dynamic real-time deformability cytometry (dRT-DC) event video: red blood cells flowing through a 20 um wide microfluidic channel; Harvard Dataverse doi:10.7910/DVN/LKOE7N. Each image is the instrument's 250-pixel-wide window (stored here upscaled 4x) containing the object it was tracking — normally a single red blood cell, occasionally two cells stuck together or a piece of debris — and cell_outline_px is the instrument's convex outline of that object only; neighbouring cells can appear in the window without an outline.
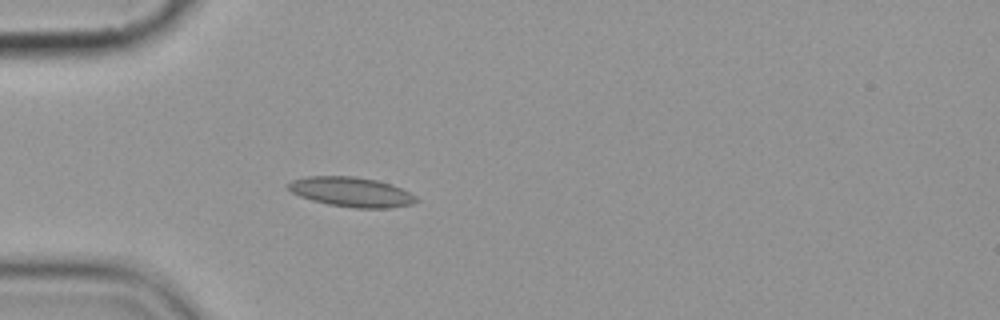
{"species": "common noctule bat (a hibernating species)", "species_latin": "Nyctalus noctula", "temperature_condition": "cold", "stored_images_in_passage": 4, "camera_frame_rate_fps": 3000, "um_per_image_px": 0.085, "animal": {"sex": "female", "body_mass_g": 19.9}, "frame": {"image": 1, "passage_image": 4, "time_ms": 3.667, "image_size_px": [1000, 320], "cell_outline_px": [[416, 200], [412, 204], [388, 208], [356, 208], [328, 204], [312, 200], [300, 196], [292, 192], [288, 188], [288, 184], [292, 180], [308, 176], [352, 176], [376, 180], [392, 184], [416, 196]], "centroid_in_image_um": [29.85, 16.31], "position_along_channel_um": 55.1, "area_um2": 21.91}}